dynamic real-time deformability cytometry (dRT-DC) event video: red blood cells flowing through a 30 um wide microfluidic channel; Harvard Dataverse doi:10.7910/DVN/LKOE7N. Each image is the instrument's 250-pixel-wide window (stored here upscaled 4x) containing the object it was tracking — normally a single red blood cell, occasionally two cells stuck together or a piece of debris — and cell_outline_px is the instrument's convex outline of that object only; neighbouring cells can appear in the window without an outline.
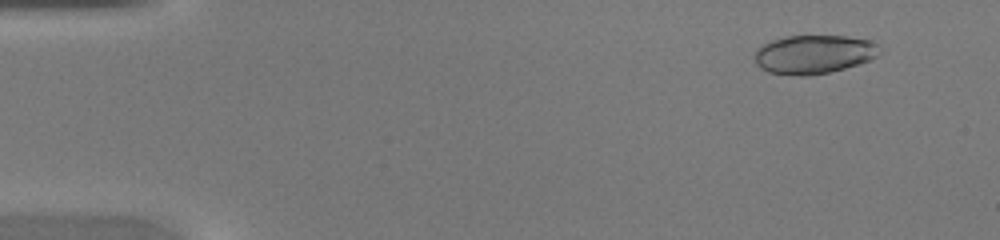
{"species": "common noctule bat (a hibernating species)", "species_latin": "Nyctalus noctula", "temperature_condition": "warm", "stored_images_in_passage": 45, "camera_frame_rate_fps": 3000, "um_per_image_px": 0.085, "animal": {"sex": "female", "body_mass_g": 20.0, "forearm_length_mm": 54.0}, "frame": {"image": 1, "passage_image": 4, "time_ms": 1.0, "image_size_px": [1000, 240], "cell_outline_px": [[884, 52], [868, 60], [844, 68], [828, 72], [808, 76], [800, 76], [768, 72], [760, 68], [756, 64], [756, 48], [772, 40], [784, 36], [844, 36], [868, 40], [880, 44], [884, 48]], "centroid_in_image_um": [69.21, 4.61], "position_along_channel_um": 15.8, "area_um2": 28.26}}